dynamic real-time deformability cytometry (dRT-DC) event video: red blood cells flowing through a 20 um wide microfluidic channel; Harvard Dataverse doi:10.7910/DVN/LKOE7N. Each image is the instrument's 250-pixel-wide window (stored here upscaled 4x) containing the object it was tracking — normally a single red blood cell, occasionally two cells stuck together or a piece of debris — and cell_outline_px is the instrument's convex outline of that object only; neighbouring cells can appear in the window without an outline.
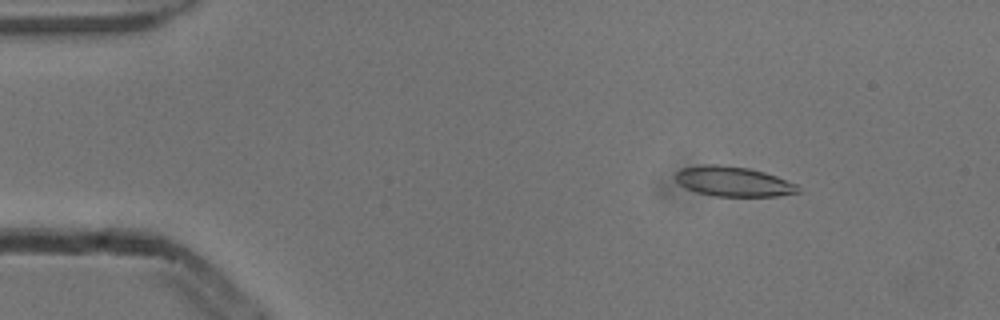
{"species": "common noctule bat (a hibernating species)", "species_latin": "Nyctalus noctula", "temperature_condition": "cold", "stored_images_in_passage": 6, "camera_frame_rate_fps": 3000, "um_per_image_px": 0.085, "animal": {"sex": "male", "body_mass_g": 13.3}, "frame": {"image": 1, "passage_image": 2, "time_ms": 0.333, "image_size_px": [1000, 320], "cell_outline_px": [[800, 192], [780, 196], [716, 196], [696, 192], [684, 188], [676, 180], [676, 172], [680, 168], [700, 164], [716, 164], [748, 168], [764, 172], [776, 176], [796, 184], [800, 188]], "centroid_in_image_um": [62.31, 15.42], "position_along_channel_um": 22.7, "area_um2": 21.44}}
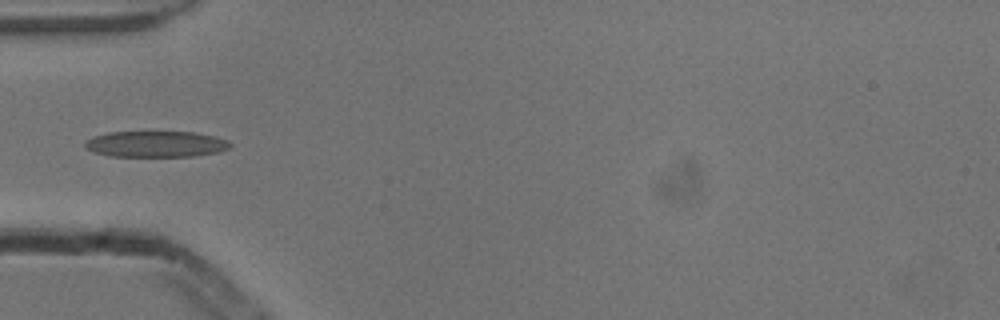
{"frame": {"image": 2, "passage_image": 5, "time_ms": 1.333, "image_size_px": [1000, 320], "cell_outline_px": [[232, 148], [220, 152], [196, 156], [108, 156], [92, 152], [84, 148], [84, 140], [92, 136], [108, 132], [192, 132], [212, 136], [224, 140], [232, 144]], "centroid_in_image_um": [13.19, 12.25], "position_along_channel_um": 71.8, "area_um2": 22.25}}
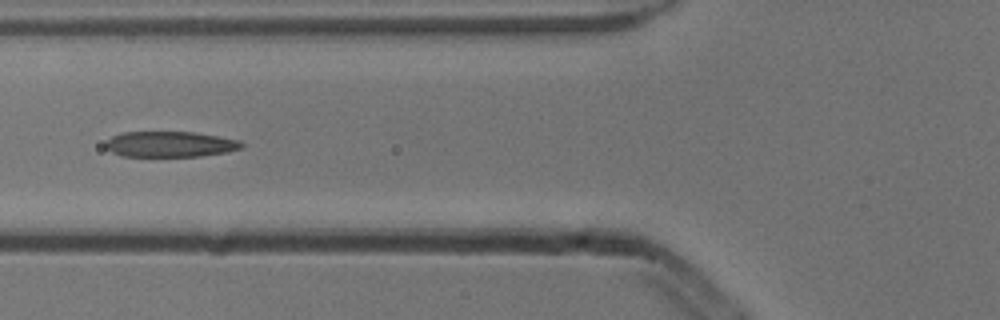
{"frame": {"image": 3, "passage_image": 6, "time_ms": 1.667, "image_size_px": [1000, 320], "cell_outline_px": [[244, 148], [228, 152], [200, 156], [120, 156], [112, 152], [104, 144], [112, 136], [124, 132], [196, 132], [240, 140], [244, 144]], "centroid_in_image_um": [14.51, 12.26], "position_along_channel_um": 111.3, "area_um2": 20.4}}